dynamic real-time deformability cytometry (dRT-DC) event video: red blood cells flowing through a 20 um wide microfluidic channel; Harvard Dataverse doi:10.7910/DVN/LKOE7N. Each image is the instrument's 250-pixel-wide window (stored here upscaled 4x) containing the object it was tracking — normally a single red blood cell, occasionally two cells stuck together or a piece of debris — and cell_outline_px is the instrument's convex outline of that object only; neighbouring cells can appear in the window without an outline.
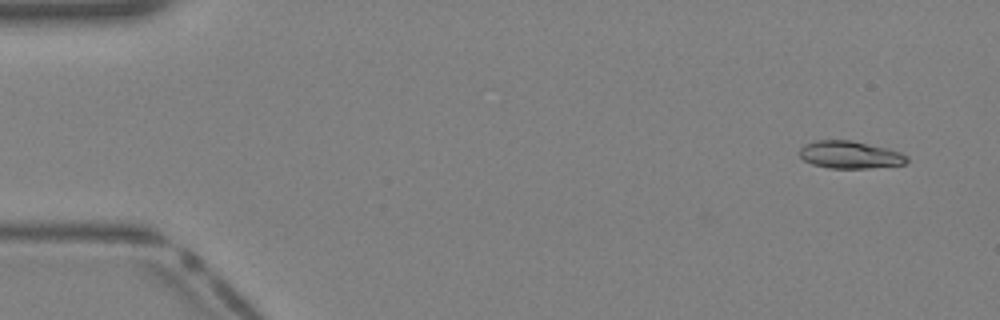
{"species": "Egyptian fruit bat (a non-hibernating species)", "species_latin": "Rousettus aegyptiacus", "temperature_condition": "warm", "stored_images_in_passage": 39, "camera_frame_rate_fps": 3000, "um_per_image_px": 0.085, "animal": {"sex": "female"}, "frame": {"image": 1, "passage_image": 2, "time_ms": 0.333, "image_size_px": [1000, 320], "cell_outline_px": [[908, 160], [904, 164], [868, 168], [828, 168], [812, 164], [804, 160], [800, 156], [800, 148], [804, 144], [816, 140], [852, 140], [888, 148], [900, 152], [908, 156]], "centroid_in_image_um": [72.24, 13.15], "position_along_channel_um": 12.8, "area_um2": 17.22}}
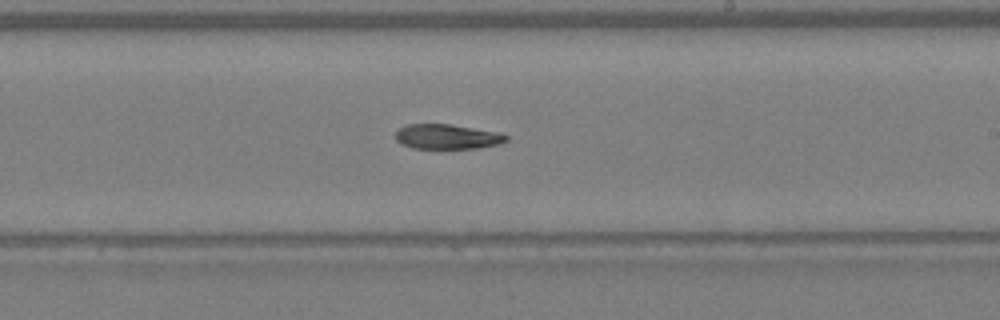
{"frame": {"image": 2, "passage_image": 23, "time_ms": 7.333, "image_size_px": [1000, 320], "cell_outline_px": [[508, 140], [496, 144], [476, 148], [412, 148], [400, 144], [396, 140], [396, 132], [400, 128], [408, 124], [448, 124], [496, 132], [508, 136]], "centroid_in_image_um": [37.95, 11.62], "position_along_channel_um": 251.0, "area_um2": 15.72}}
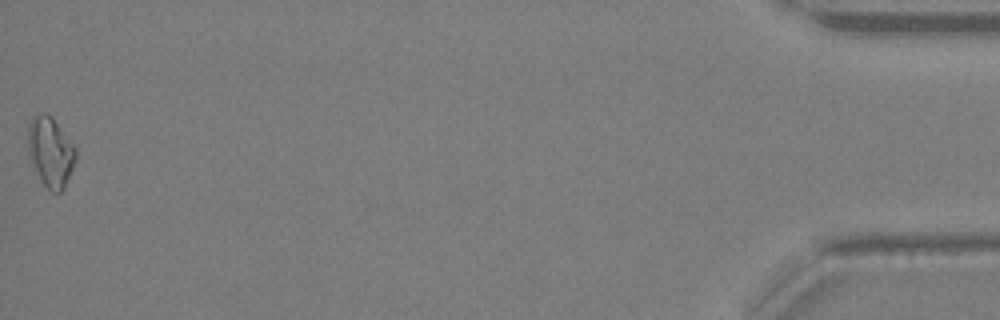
{"frame": {"image": 3, "passage_image": 39, "time_ms": 12.667, "image_size_px": [1000, 320], "cell_outline_px": [[76, 160], [64, 188], [60, 192], [52, 192], [44, 184], [36, 172], [28, 156], [28, 124], [32, 116], [44, 112], [52, 116], [76, 148]], "centroid_in_image_um": [4.28, 12.88], "position_along_channel_um": 430.9, "area_um2": 19.48}}